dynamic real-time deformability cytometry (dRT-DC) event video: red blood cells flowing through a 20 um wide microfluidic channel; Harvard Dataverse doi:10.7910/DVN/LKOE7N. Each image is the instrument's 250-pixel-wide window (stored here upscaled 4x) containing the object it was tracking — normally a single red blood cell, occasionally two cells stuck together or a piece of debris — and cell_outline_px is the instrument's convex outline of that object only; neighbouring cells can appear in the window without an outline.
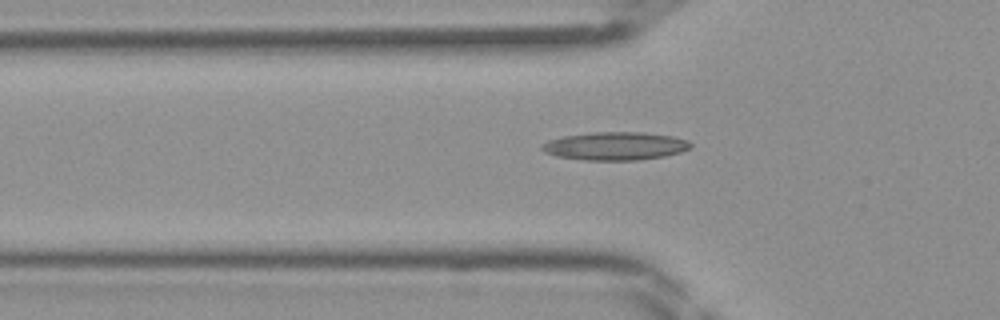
{"species": "Egyptian fruit bat (a non-hibernating species)", "species_latin": "Rousettus aegyptiacus", "temperature_condition": "room temperature", "stored_images_in_passage": 41, "camera_frame_rate_fps": 3000, "um_per_image_px": 0.085, "frame": {"image": 1, "passage_image": 15, "time_ms": 4.667, "image_size_px": [1000, 320], "cell_outline_px": [[692, 148], [680, 152], [664, 156], [636, 160], [584, 160], [556, 156], [544, 152], [540, 148], [540, 144], [548, 140], [564, 136], [592, 132], [644, 132], [672, 136], [688, 140], [692, 144]], "centroid_in_image_um": [52.28, 12.41], "position_along_channel_um": 73.5, "area_um2": 24.51}}
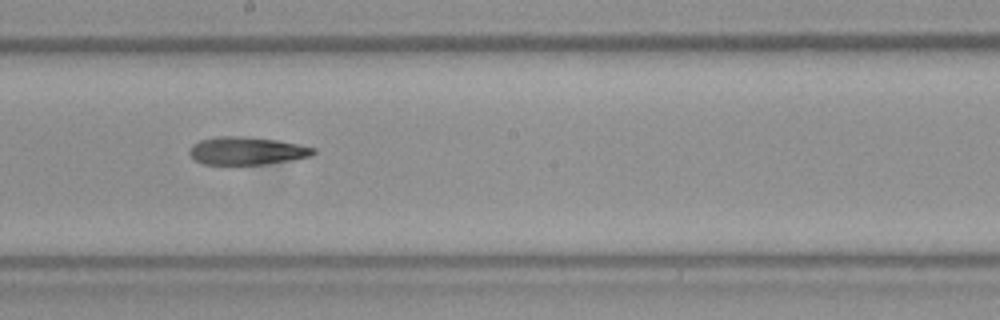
{"frame": {"image": 2, "passage_image": 25, "time_ms": 8.0, "image_size_px": [1000, 320], "cell_outline_px": [[316, 152], [312, 156], [292, 160], [264, 164], [204, 164], [196, 160], [188, 152], [192, 144], [200, 140], [216, 136], [248, 136], [276, 140], [300, 144], [316, 148]], "centroid_in_image_um": [21.01, 12.81], "position_along_channel_um": 227.2, "area_um2": 20.23}}
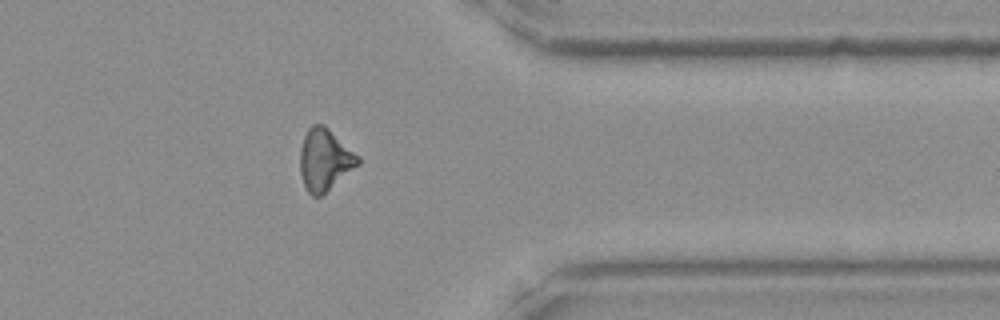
{"frame": {"image": 3, "passage_image": 36, "time_ms": 11.667, "image_size_px": [1000, 320], "cell_outline_px": [[360, 164], [320, 196], [312, 196], [308, 192], [304, 184], [300, 172], [300, 148], [304, 136], [308, 128], [312, 124], [324, 124], [360, 156]], "centroid_in_image_um": [27.6, 13.55], "position_along_channel_um": 383.8, "area_um2": 20.81}}